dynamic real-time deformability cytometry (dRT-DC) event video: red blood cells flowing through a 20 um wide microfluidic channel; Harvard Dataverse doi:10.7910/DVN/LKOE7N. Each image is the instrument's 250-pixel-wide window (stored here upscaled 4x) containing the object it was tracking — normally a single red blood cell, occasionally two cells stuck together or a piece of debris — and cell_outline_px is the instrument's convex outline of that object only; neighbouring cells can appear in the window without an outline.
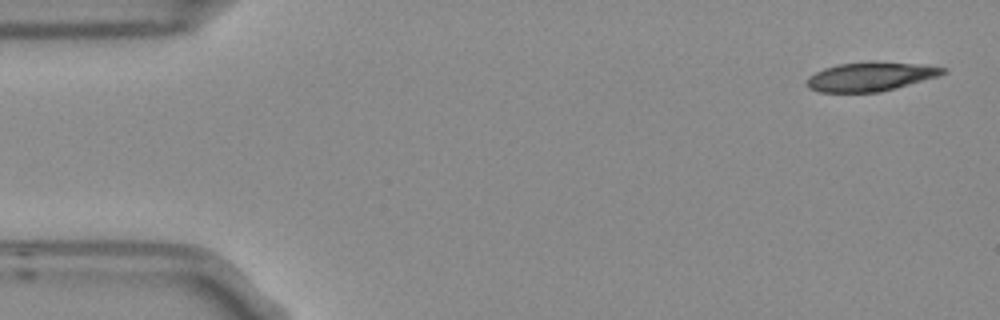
{"species": "Egyptian fruit bat (a non-hibernating species)", "species_latin": "Rousettus aegyptiacus", "temperature_condition": "room temperature", "stored_images_in_passage": 8, "camera_frame_rate_fps": 3000, "um_per_image_px": 0.085, "frame": {"image": 1, "passage_image": 1, "time_ms": 0.0, "image_size_px": [1000, 320], "cell_outline_px": [[948, 72], [936, 76], [880, 92], [820, 92], [812, 88], [808, 84], [808, 76], [824, 68], [836, 64], [868, 60], [872, 60], [916, 64], [948, 68]], "centroid_in_image_um": [73.99, 6.48], "position_along_channel_um": 11.0, "area_um2": 22.89}}
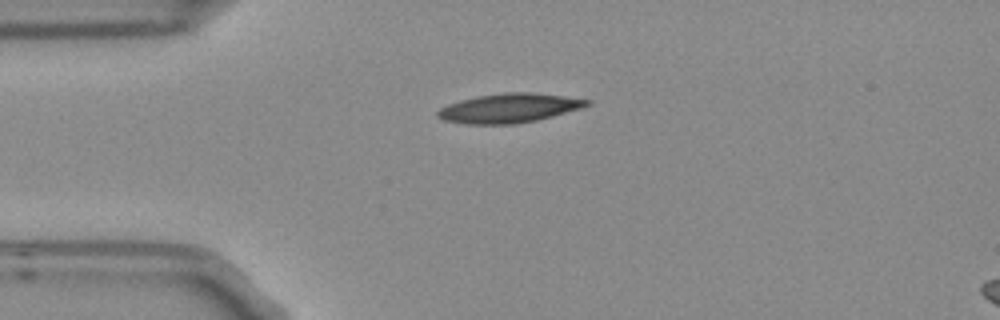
{"frame": {"image": 2, "passage_image": 3, "time_ms": 0.667, "image_size_px": [1000, 320], "cell_outline_px": [[592, 104], [580, 108], [552, 116], [536, 120], [512, 124], [468, 124], [444, 120], [436, 116], [436, 112], [440, 108], [448, 104], [460, 100], [476, 96], [504, 92], [532, 92], [592, 100]], "centroid_in_image_um": [43.26, 9.18], "position_along_channel_um": 41.7, "area_um2": 25.32}}
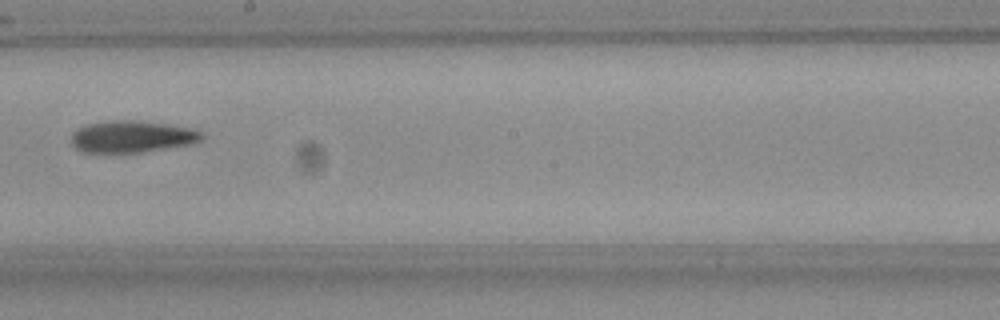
{"frame": {"image": 3, "passage_image": 8, "time_ms": 2.333, "image_size_px": [1000, 320], "cell_outline_px": [[204, 136], [200, 140], [192, 144], [140, 152], [84, 152], [76, 148], [72, 144], [72, 132], [76, 128], [88, 124], [108, 120], [140, 120], [168, 124], [192, 128], [204, 132]], "centroid_in_image_um": [11.23, 11.59], "position_along_channel_um": 237.0, "area_um2": 24.33}}